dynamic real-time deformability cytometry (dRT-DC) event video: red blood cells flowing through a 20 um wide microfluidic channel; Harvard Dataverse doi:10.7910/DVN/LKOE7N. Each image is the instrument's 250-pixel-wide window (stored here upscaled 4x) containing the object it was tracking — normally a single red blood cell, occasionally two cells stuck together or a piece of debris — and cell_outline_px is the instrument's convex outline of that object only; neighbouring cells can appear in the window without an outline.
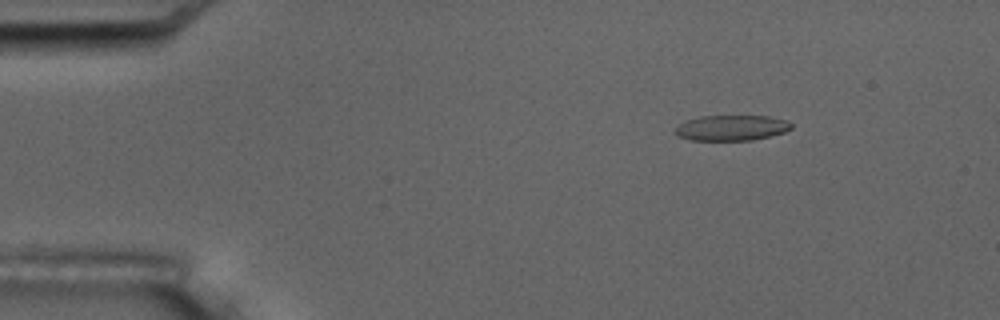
{"species": "common noctule bat (a hibernating species)", "species_latin": "Nyctalus noctula", "temperature_condition": "room temperature", "stored_images_in_passage": 6, "camera_frame_rate_fps": 3000, "um_per_image_px": 0.085, "animal": {"sex": "male", "body_mass_g": 17.5, "forearm_length_mm": 52.3}, "frame": {"image": 1, "passage_image": 3, "time_ms": 2.333, "image_size_px": [1000, 320], "cell_outline_px": [[792, 128], [784, 132], [752, 140], [692, 140], [676, 136], [676, 128], [680, 124], [688, 120], [700, 116], [768, 116], [784, 120], [792, 124]], "centroid_in_image_um": [62.17, 10.87], "position_along_channel_um": 22.8, "area_um2": 16.99}}